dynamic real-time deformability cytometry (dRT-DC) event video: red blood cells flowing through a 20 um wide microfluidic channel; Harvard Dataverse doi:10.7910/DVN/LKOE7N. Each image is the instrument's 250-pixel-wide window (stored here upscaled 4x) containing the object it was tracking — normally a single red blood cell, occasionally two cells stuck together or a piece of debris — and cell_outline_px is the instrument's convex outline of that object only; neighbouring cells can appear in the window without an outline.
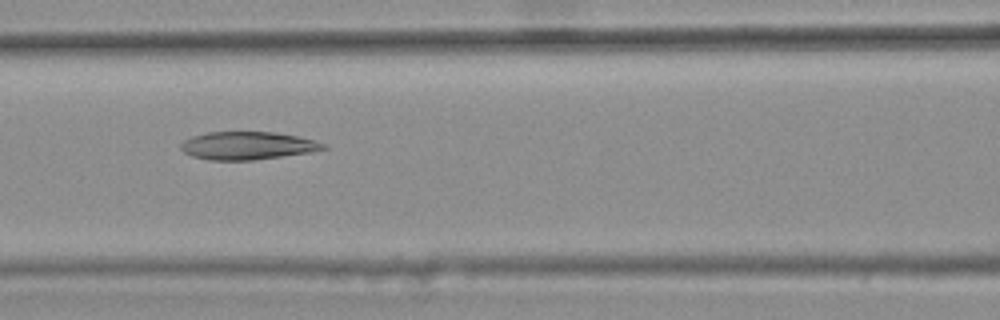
{"species": "common noctule bat (a hibernating species)", "species_latin": "Nyctalus noctula", "temperature_condition": "warm", "stored_images_in_passage": 37, "camera_frame_rate_fps": 3000, "um_per_image_px": 0.085, "animal": {"sex": "female", "body_mass_g": 25.1}, "frame": {"image": 1, "passage_image": 12, "time_ms": 3.667, "image_size_px": [1000, 320], "cell_outline_px": [[328, 148], [308, 152], [256, 160], [208, 160], [192, 156], [184, 152], [180, 148], [180, 144], [184, 140], [192, 136], [208, 132], [276, 132], [296, 136], [312, 140], [324, 144]], "centroid_in_image_um": [20.98, 12.38], "position_along_channel_um": 145.6, "area_um2": 23.0}}
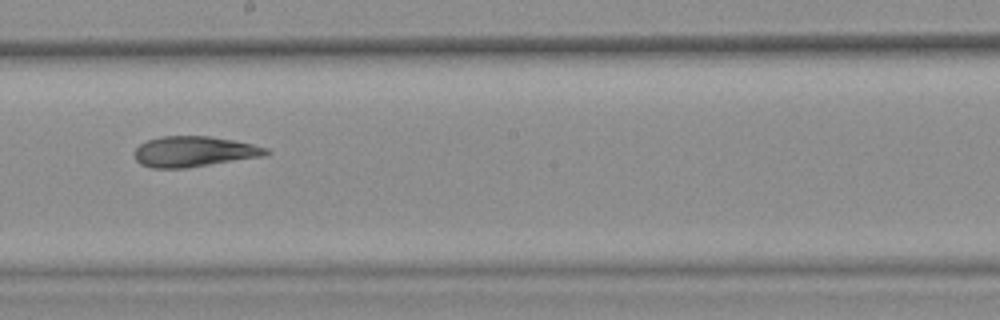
{"frame": {"image": 2, "passage_image": 19, "time_ms": 6.0, "image_size_px": [1000, 320], "cell_outline_px": [[272, 152], [264, 156], [184, 168], [152, 168], [140, 164], [136, 160], [132, 152], [140, 144], [148, 140], [160, 136], [208, 136], [232, 140], [252, 144], [268, 148]], "centroid_in_image_um": [16.46, 12.88], "position_along_channel_um": 231.7, "area_um2": 23.41}}
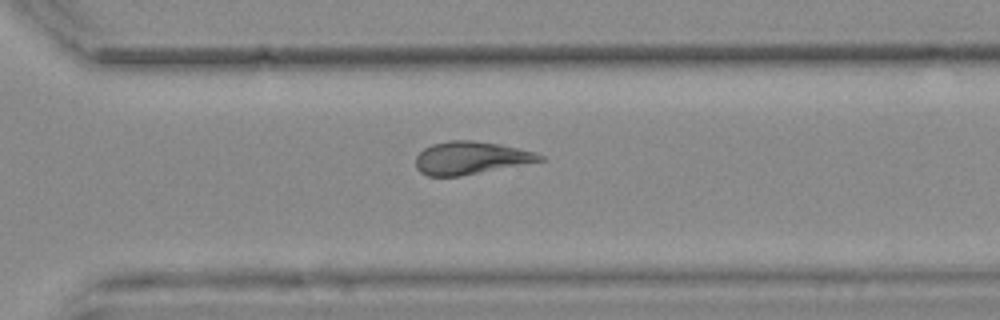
{"frame": {"image": 3, "passage_image": 27, "time_ms": 8.667, "image_size_px": [1000, 320], "cell_outline_px": [[544, 160], [460, 176], [428, 176], [420, 172], [416, 168], [416, 156], [424, 148], [432, 144], [448, 140], [472, 140], [500, 144], [536, 152], [544, 156]], "centroid_in_image_um": [39.99, 13.41], "position_along_channel_um": 330.6, "area_um2": 23.58}, "authors_computed_cell_mechanics": {"area_um2": 23.9292, "velocity_mm_per_s": 3.7105, "shape_relaxation_time_tau1_ms": null, "shape_relaxation_time_tau2_ms": 6.7994, "deformation_change_tau1": null, "deformation_change_tau2": 0.1758}}